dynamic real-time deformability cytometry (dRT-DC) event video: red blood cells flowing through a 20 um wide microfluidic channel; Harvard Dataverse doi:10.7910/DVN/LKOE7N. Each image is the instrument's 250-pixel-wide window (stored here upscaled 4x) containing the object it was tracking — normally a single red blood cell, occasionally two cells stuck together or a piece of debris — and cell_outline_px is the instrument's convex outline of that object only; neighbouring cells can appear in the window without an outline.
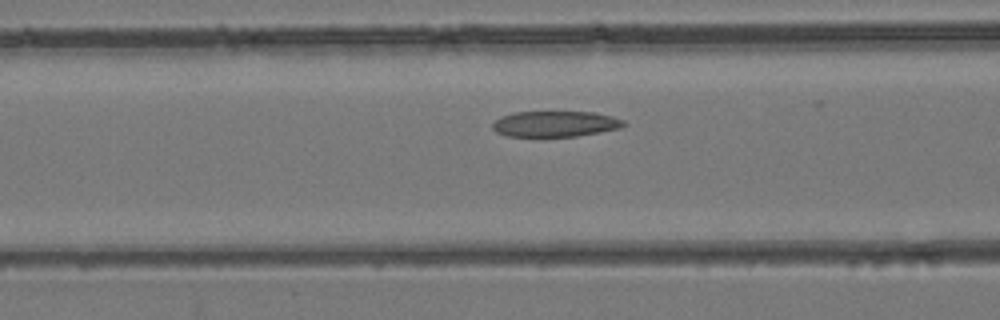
{"species": "common noctule bat (a hibernating species)", "species_latin": "Nyctalus noctula", "temperature_condition": "room temperature", "stored_images_in_passage": 32, "camera_frame_rate_fps": 3000, "um_per_image_px": 0.085, "animal": {"sex": "female", "body_mass_g": 24.6, "forearm_length_mm": 56.2}, "frame": {"image": 1, "passage_image": 12, "time_ms": 3.667, "image_size_px": [1000, 320], "cell_outline_px": [[628, 124], [620, 128], [576, 136], [508, 136], [496, 132], [492, 128], [492, 124], [500, 116], [516, 112], [592, 112], [612, 116], [624, 120]], "centroid_in_image_um": [47.2, 10.52], "position_along_channel_um": 119.4, "area_um2": 19.59}}
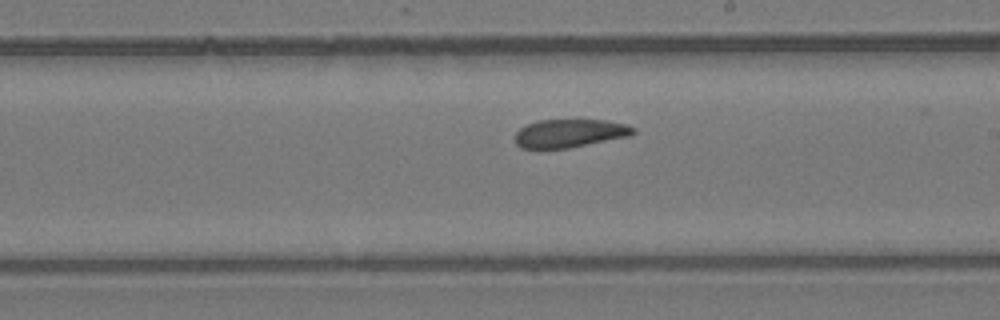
{"frame": {"image": 2, "passage_image": 20, "time_ms": 6.333, "image_size_px": [1000, 320], "cell_outline_px": [[636, 132], [628, 136], [568, 148], [540, 152], [520, 148], [516, 144], [516, 132], [520, 128], [528, 124], [540, 120], [604, 120], [628, 124], [636, 128]], "centroid_in_image_um": [48.36, 11.37], "position_along_channel_um": 240.6, "area_um2": 20.0}}
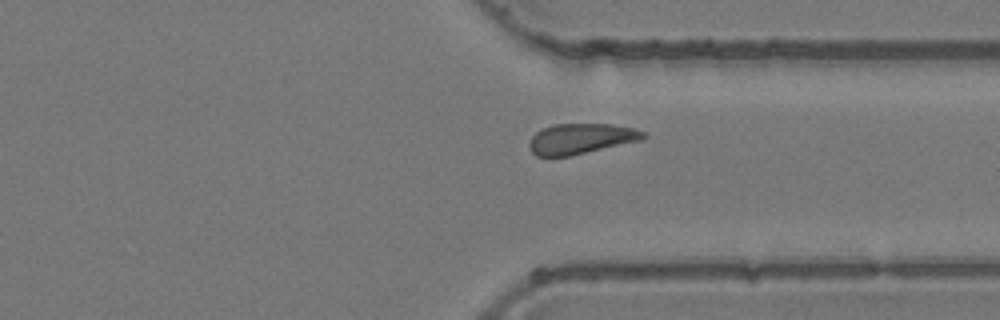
{"frame": {"image": 3, "passage_image": 28, "time_ms": 9.0, "image_size_px": [1000, 320], "cell_outline_px": [[648, 136], [640, 140], [568, 156], [536, 156], [532, 152], [528, 144], [532, 136], [540, 128], [556, 124], [612, 124], [632, 128], [644, 132]], "centroid_in_image_um": [49.34, 11.78], "position_along_channel_um": 362.1, "area_um2": 20.0}}